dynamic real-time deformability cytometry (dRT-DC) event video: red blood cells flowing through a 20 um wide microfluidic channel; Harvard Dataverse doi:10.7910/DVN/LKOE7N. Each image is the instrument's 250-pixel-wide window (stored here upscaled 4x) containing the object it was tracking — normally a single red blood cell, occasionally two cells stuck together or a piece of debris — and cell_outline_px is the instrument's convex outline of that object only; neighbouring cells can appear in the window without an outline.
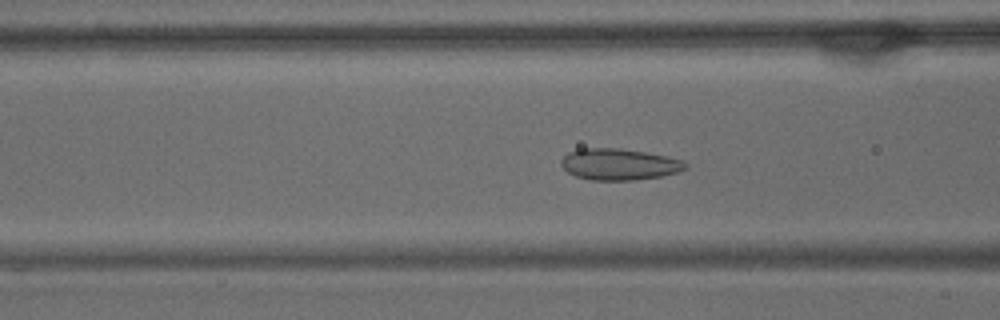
{"species": "common noctule bat (a hibernating species)", "species_latin": "Nyctalus noctula", "temperature_condition": "warm", "stored_images_in_passage": 50, "camera_frame_rate_fps": 3000, "um_per_image_px": 0.085, "animal": {"sex": "male", "body_mass_g": 15.6}, "frame": {"image": 1, "passage_image": 15, "time_ms": 4.667, "image_size_px": [1000, 320], "cell_outline_px": [[688, 168], [676, 172], [660, 176], [636, 180], [592, 180], [576, 176], [568, 172], [560, 164], [560, 160], [568, 152], [580, 148], [620, 148], [668, 156], [684, 160], [688, 164]], "centroid_in_image_um": [52.63, 13.96], "position_along_channel_um": 114.0, "area_um2": 22.83}}
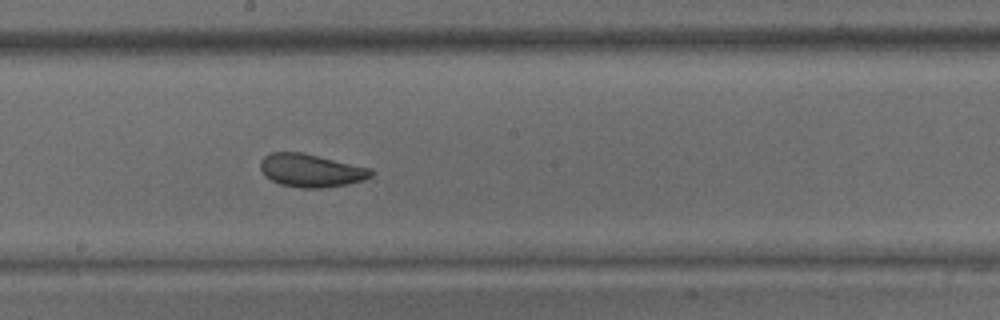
{"frame": {"image": 2, "passage_image": 24, "time_ms": 7.667, "image_size_px": [1000, 320], "cell_outline_px": [[376, 172], [372, 176], [364, 180], [348, 184], [320, 188], [304, 188], [280, 184], [264, 176], [260, 168], [260, 160], [264, 156], [272, 152], [300, 152], [372, 168]], "centroid_in_image_um": [26.45, 14.49], "position_along_channel_um": 221.7, "area_um2": 21.39}}
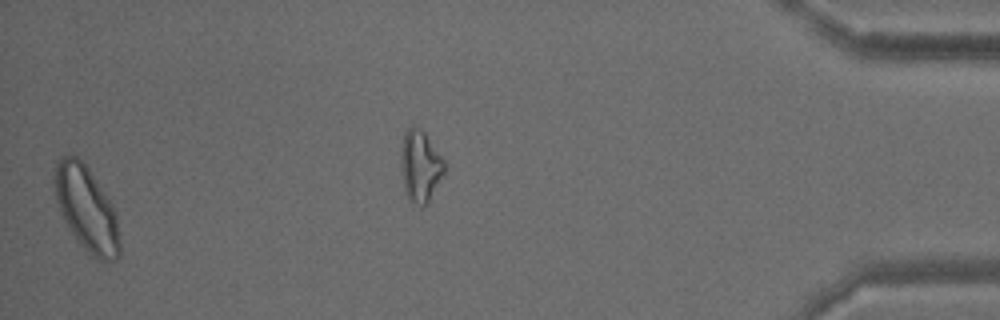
{"frame": {"image": 3, "passage_image": 49, "time_ms": 16.0, "image_size_px": [1000, 320], "cell_outline_px": [[120, 256], [116, 260], [100, 260], [92, 256], [80, 244], [64, 220], [60, 212], [56, 200], [52, 180], [56, 160], [60, 156], [72, 152], [88, 168], [112, 204], [116, 212], [120, 240]], "centroid_in_image_um": [7.33, 17.7], "position_along_channel_um": 427.9, "area_um2": 32.48}, "authors_computed_cell_mechanics": {"area_um2": 23.3801, "velocity_mm_per_s": 3.5892, "shape_relaxation_time_tau1_ms": 8.9417, "shape_relaxation_time_tau2_ms": 1.4778, "deformation_change_tau1": 0.1426, "deformation_change_tau2": 0.0776}}